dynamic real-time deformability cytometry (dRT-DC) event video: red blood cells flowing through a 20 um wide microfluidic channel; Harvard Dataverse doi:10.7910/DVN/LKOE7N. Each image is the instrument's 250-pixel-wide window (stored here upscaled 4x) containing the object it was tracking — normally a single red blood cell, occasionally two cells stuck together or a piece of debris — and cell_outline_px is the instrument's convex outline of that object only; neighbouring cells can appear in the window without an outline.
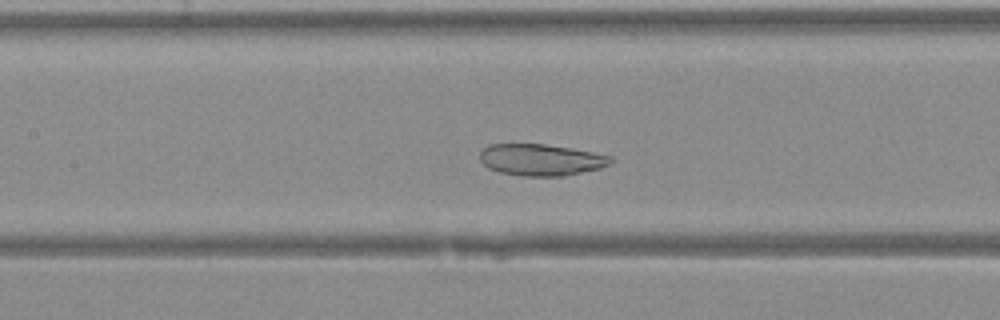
{"species": "Egyptian fruit bat (a non-hibernating species)", "species_latin": "Rousettus aegyptiacus", "temperature_condition": "warm", "stored_images_in_passage": 33, "camera_frame_rate_fps": 3000, "um_per_image_px": 0.085, "animal": {"sex": "female"}, "frame": {"image": 1, "passage_image": 11, "time_ms": 3.333, "image_size_px": [1000, 320], "cell_outline_px": [[612, 164], [600, 168], [564, 176], [520, 176], [500, 172], [488, 168], [480, 160], [480, 152], [488, 144], [544, 144], [572, 148], [612, 156]], "centroid_in_image_um": [45.99, 13.58], "position_along_channel_um": 161.4, "area_um2": 24.16}}
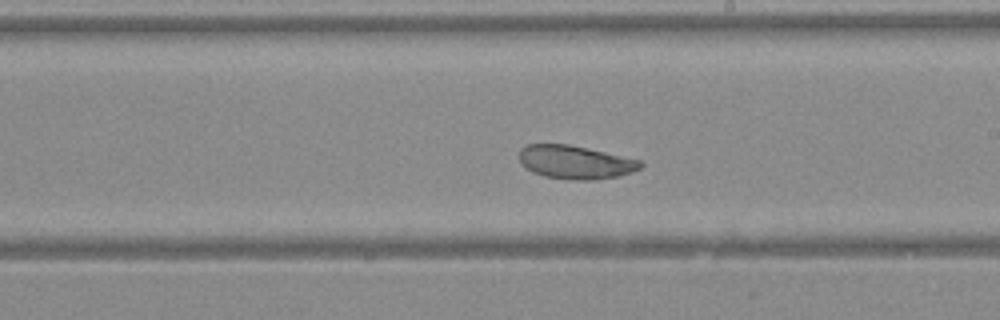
{"frame": {"image": 2, "passage_image": 16, "time_ms": 5.0, "image_size_px": [1000, 320], "cell_outline_px": [[644, 164], [640, 168], [632, 172], [620, 176], [592, 180], [576, 180], [544, 176], [532, 172], [520, 164], [520, 148], [528, 144], [568, 144], [640, 160]], "centroid_in_image_um": [48.89, 13.79], "position_along_channel_um": 240.1, "area_um2": 23.52}}
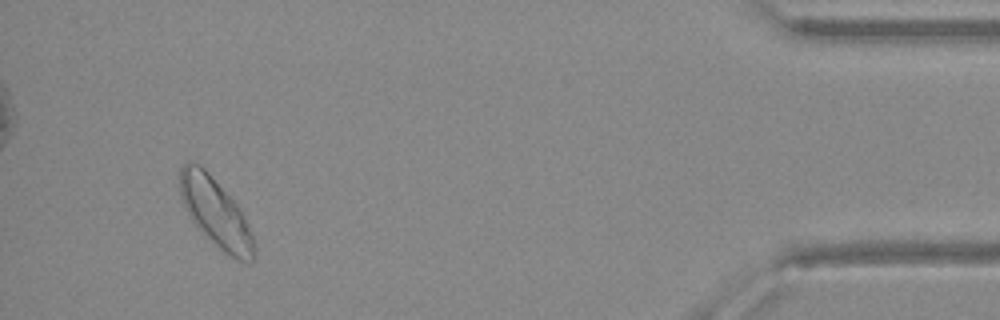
{"frame": {"image": 3, "passage_image": 31, "time_ms": 10.0, "image_size_px": [1000, 320], "cell_outline_px": [[256, 256], [248, 264], [244, 264], [228, 256], [192, 220], [184, 208], [180, 196], [180, 168], [184, 160], [188, 160], [200, 164], [208, 172], [236, 204], [244, 216], [252, 232], [256, 248]], "centroid_in_image_um": [18.35, 18.08], "position_along_channel_um": 416.9, "area_um2": 29.65}}